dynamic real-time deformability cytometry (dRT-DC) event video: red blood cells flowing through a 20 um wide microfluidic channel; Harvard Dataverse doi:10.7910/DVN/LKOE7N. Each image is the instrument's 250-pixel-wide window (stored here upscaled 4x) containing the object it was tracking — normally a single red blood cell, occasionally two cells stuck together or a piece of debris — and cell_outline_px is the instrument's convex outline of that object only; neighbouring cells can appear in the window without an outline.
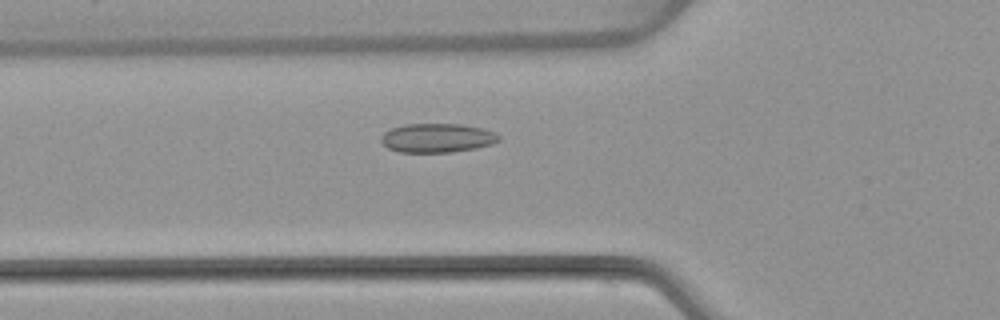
{"species": "common noctule bat (a hibernating species)", "species_latin": "Nyctalus noctula", "temperature_condition": "warm", "stored_images_in_passage": 53, "camera_frame_rate_fps": 3000, "um_per_image_px": 0.085, "animal": {"sex": "female", "body_mass_g": 22.7, "forearm_length_mm": 54.2}, "frame": {"image": 1, "passage_image": 18, "time_ms": 5.667, "image_size_px": [1000, 320], "cell_outline_px": [[500, 140], [492, 144], [476, 148], [452, 152], [400, 152], [388, 148], [380, 140], [380, 136], [384, 132], [392, 128], [404, 124], [460, 124], [480, 128], [496, 132], [500, 136]], "centroid_in_image_um": [37.16, 11.72], "position_along_channel_um": 88.6, "area_um2": 19.94}}
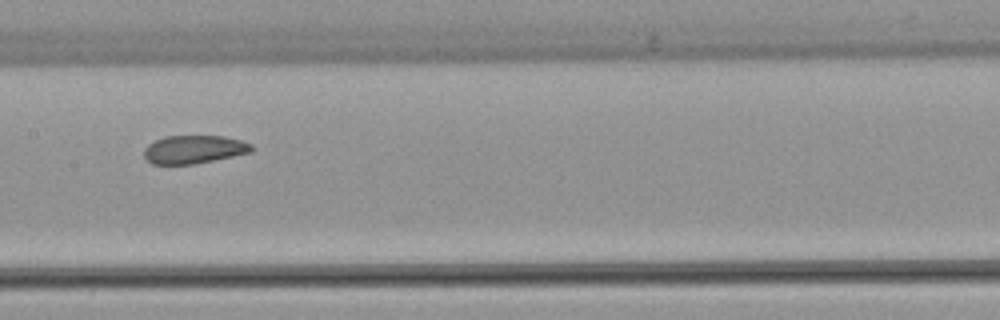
{"frame": {"image": 2, "passage_image": 26, "time_ms": 8.333, "image_size_px": [1000, 320], "cell_outline_px": [[252, 152], [192, 164], [152, 164], [144, 156], [144, 148], [148, 144], [164, 136], [224, 136], [240, 140], [252, 144]], "centroid_in_image_um": [16.47, 12.69], "position_along_channel_um": 190.9, "area_um2": 17.51}}
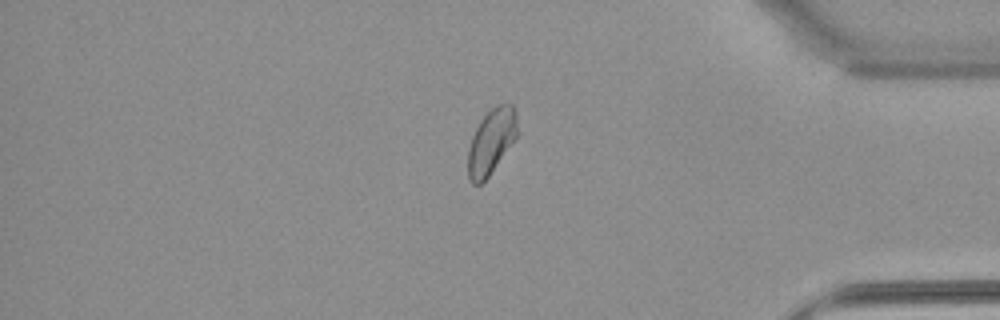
{"frame": {"image": 3, "passage_image": 44, "time_ms": 14.333, "image_size_px": [1000, 320], "cell_outline_px": [[520, 132], [488, 176], [480, 184], [472, 184], [468, 180], [468, 148], [472, 136], [480, 120], [496, 104], [508, 100], [512, 104], [516, 112]], "centroid_in_image_um": [41.79, 11.96], "position_along_channel_um": 393.4, "area_um2": 19.02}}